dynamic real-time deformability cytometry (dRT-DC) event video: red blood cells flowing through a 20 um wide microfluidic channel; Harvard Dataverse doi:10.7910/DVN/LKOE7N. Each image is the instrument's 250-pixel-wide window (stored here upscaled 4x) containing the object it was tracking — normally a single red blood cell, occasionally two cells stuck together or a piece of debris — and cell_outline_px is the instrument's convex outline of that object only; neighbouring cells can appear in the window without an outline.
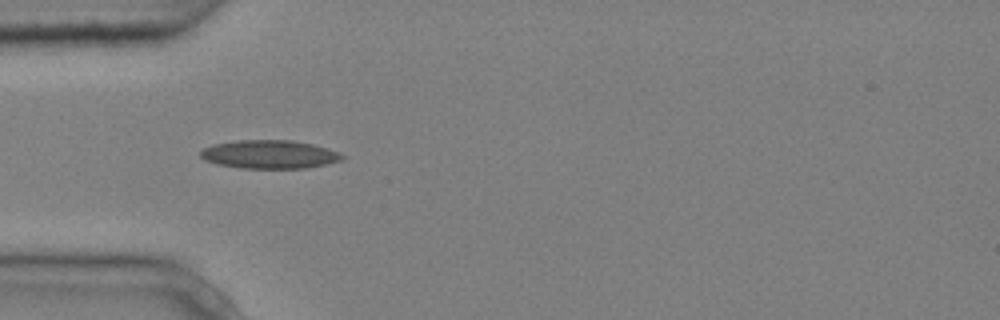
{"species": "common noctule bat (a hibernating species)", "species_latin": "Nyctalus noctula", "temperature_condition": "cold", "stored_images_in_passage": 3, "camera_frame_rate_fps": 3000, "um_per_image_px": 0.085, "animal": {"sex": "male", "body_mass_g": 20.4}, "frame": {"image": 1, "passage_image": 1, "time_ms": 0.0, "image_size_px": [1000, 320], "cell_outline_px": [[344, 156], [340, 160], [308, 168], [240, 168], [216, 164], [204, 160], [200, 156], [200, 152], [204, 148], [212, 144], [236, 140], [292, 140], [312, 144], [328, 148], [340, 152]], "centroid_in_image_um": [22.87, 13.11], "position_along_channel_um": 62.1, "area_um2": 23.52}}
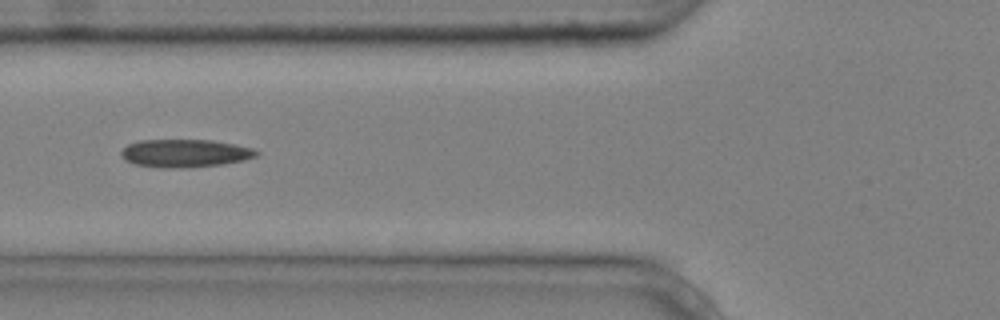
{"frame": {"image": 2, "passage_image": 2, "time_ms": 0.333, "image_size_px": [1000, 320], "cell_outline_px": [[260, 152], [256, 156], [244, 160], [224, 164], [188, 168], [160, 168], [136, 164], [124, 160], [120, 156], [120, 152], [128, 144], [140, 140], [212, 140], [252, 148]], "centroid_in_image_um": [15.7, 13.04], "position_along_channel_um": 110.1, "area_um2": 22.14}}